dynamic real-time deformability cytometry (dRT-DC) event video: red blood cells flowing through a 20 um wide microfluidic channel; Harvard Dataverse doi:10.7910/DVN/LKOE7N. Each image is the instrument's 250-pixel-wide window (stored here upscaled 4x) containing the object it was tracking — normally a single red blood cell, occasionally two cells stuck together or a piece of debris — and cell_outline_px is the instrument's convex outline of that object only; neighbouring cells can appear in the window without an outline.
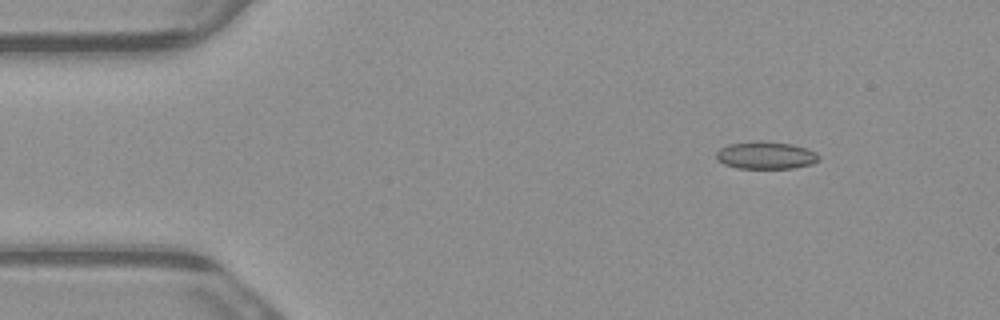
{"species": "common noctule bat (a hibernating species)", "species_latin": "Nyctalus noctula", "temperature_condition": "warm", "stored_images_in_passage": 5, "camera_frame_rate_fps": 3000, "um_per_image_px": 0.085, "animal": {"sex": "male", "body_mass_g": 23.1, "forearm_length_mm": 52.7}, "frame": {"image": 1, "passage_image": 2, "time_ms": 0.333, "image_size_px": [1000, 320], "cell_outline_px": [[820, 160], [812, 164], [792, 168], [736, 168], [724, 164], [716, 160], [716, 152], [720, 148], [728, 144], [752, 140], [760, 140], [792, 144], [816, 152], [820, 156]], "centroid_in_image_um": [65.07, 13.19], "position_along_channel_um": 19.9, "area_um2": 16.65}}